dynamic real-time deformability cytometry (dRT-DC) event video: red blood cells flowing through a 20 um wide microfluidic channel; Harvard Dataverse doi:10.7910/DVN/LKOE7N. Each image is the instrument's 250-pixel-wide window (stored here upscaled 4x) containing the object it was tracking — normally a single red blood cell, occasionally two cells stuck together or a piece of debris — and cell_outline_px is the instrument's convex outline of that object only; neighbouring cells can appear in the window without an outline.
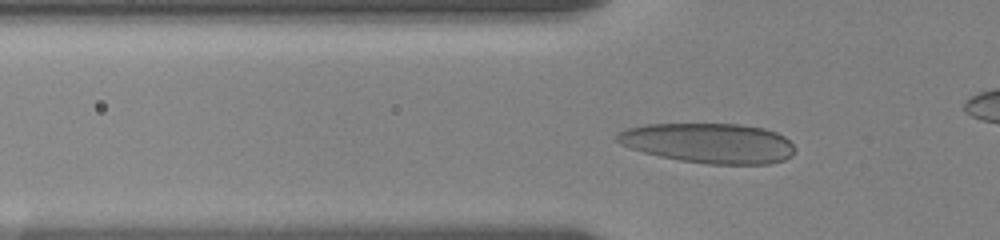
{"species": "human", "species_latin": "Homo sapiens", "temperature_condition": "room temperature", "stored_images_in_passage": 65, "camera_frame_rate_fps": 3000, "um_per_image_px": 0.085, "donor": {"sex": "female"}, "frame": {"image": 1, "passage_image": 18, "time_ms": 4.667, "image_size_px": [1000, 240], "cell_outline_px": [[796, 152], [792, 156], [784, 160], [768, 164], [708, 164], [680, 160], [660, 156], [644, 152], [620, 144], [616, 140], [616, 132], [628, 128], [644, 124], [740, 124], [764, 128], [776, 132], [784, 136], [796, 148]], "centroid_in_image_um": [60.28, 12.16], "position_along_channel_um": 65.5, "area_um2": 41.56}}
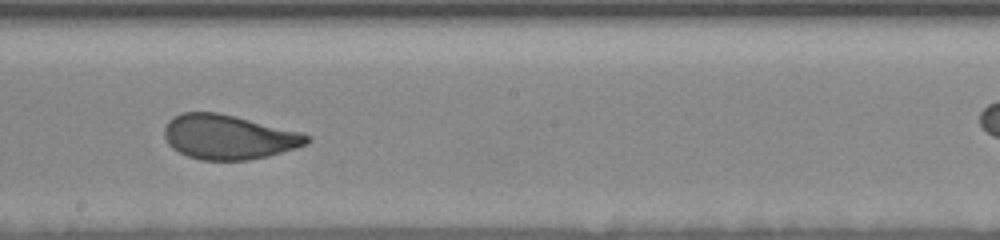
{"frame": {"image": 2, "passage_image": 52, "time_ms": 9.333, "image_size_px": [1000, 240], "cell_outline_px": [[312, 140], [308, 144], [296, 148], [268, 156], [248, 160], [200, 160], [188, 156], [172, 148], [168, 144], [164, 136], [164, 128], [168, 120], [184, 112], [216, 112], [300, 132], [308, 136]], "centroid_in_image_um": [19.41, 11.66], "position_along_channel_um": 228.8, "area_um2": 36.7}}
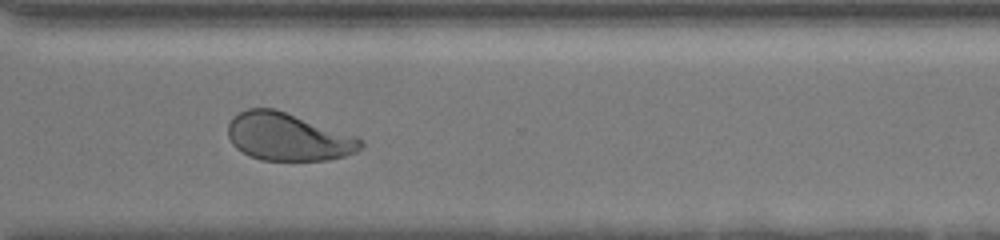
{"frame": {"image": 3, "passage_image": 64, "time_ms": 12.667, "image_size_px": [1000, 240], "cell_outline_px": [[364, 144], [356, 152], [344, 156], [328, 160], [260, 160], [248, 156], [236, 148], [232, 144], [228, 136], [228, 124], [240, 112], [248, 108], [272, 108], [356, 136], [364, 140]], "centroid_in_image_um": [24.47, 11.65], "position_along_channel_um": 346.1, "area_um2": 36.59}}